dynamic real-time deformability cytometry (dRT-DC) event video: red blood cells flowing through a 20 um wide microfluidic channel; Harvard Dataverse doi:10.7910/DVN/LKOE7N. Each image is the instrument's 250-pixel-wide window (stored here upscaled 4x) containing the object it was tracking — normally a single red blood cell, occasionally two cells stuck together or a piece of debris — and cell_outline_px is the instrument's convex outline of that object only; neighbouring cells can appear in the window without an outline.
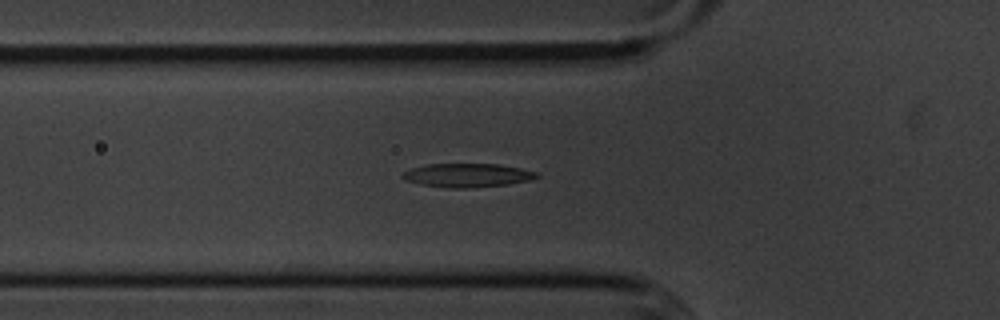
{"species": "common noctule bat (a hibernating species)", "species_latin": "Nyctalus noctula", "temperature_condition": "cold", "stored_images_in_passage": 47, "segment_of_instrument_passage": [1, 2], "camera_frame_rate_fps": 3000, "um_per_image_px": 0.085, "animal": {"sex": "male", "body_mass_g": 20.1, "forearm_length_mm": 53.5}, "frame": {"image": 1, "passage_image": 11, "time_ms": 3.333, "image_size_px": [1000, 320], "cell_outline_px": [[540, 176], [528, 180], [508, 184], [468, 188], [448, 188], [420, 184], [408, 180], [400, 176], [404, 172], [412, 168], [428, 164], [496, 164], [520, 168], [536, 172]], "centroid_in_image_um": [39.72, 14.9], "position_along_channel_um": 86.1, "area_um2": 18.26}}
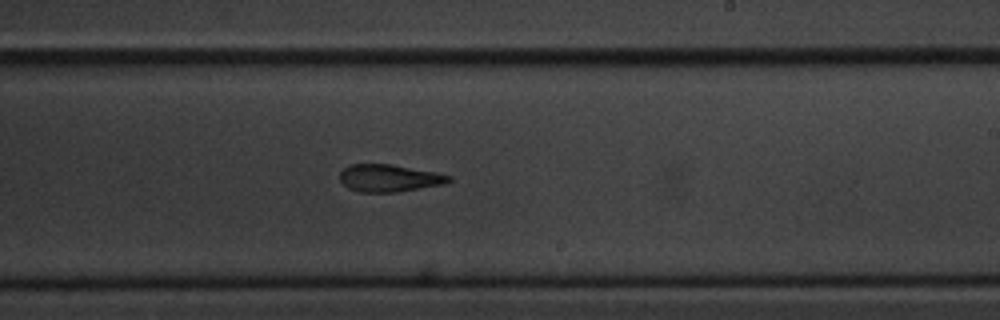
{"frame": {"image": 2, "passage_image": 25, "time_ms": 8.0, "image_size_px": [1000, 320], "cell_outline_px": [[452, 180], [444, 184], [396, 192], [360, 192], [348, 188], [340, 180], [340, 172], [348, 164], [392, 164], [436, 172], [452, 176]], "centroid_in_image_um": [33.08, 15.13], "position_along_channel_um": 255.9, "area_um2": 17.4}}
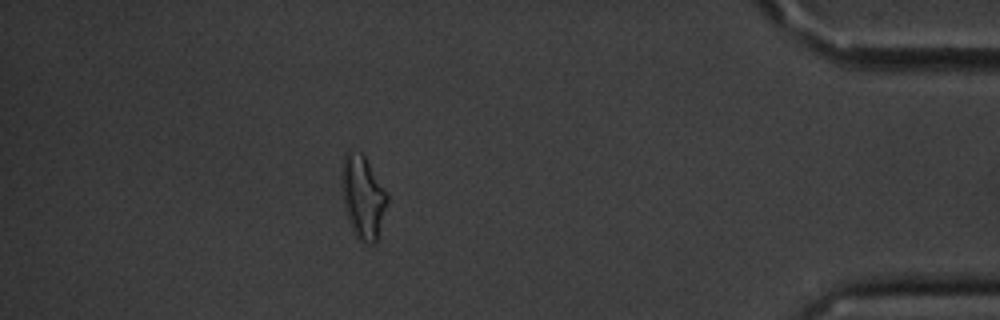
{"frame": {"image": 3, "passage_image": 41, "time_ms": 13.333, "image_size_px": [1000, 320], "cell_outline_px": [[388, 200], [376, 244], [368, 244], [360, 240], [352, 232], [344, 208], [340, 184], [340, 168], [344, 152], [348, 148], [360, 152], [364, 156], [388, 192]], "centroid_in_image_um": [30.81, 16.7], "position_along_channel_um": 404.4, "area_um2": 22.77}}